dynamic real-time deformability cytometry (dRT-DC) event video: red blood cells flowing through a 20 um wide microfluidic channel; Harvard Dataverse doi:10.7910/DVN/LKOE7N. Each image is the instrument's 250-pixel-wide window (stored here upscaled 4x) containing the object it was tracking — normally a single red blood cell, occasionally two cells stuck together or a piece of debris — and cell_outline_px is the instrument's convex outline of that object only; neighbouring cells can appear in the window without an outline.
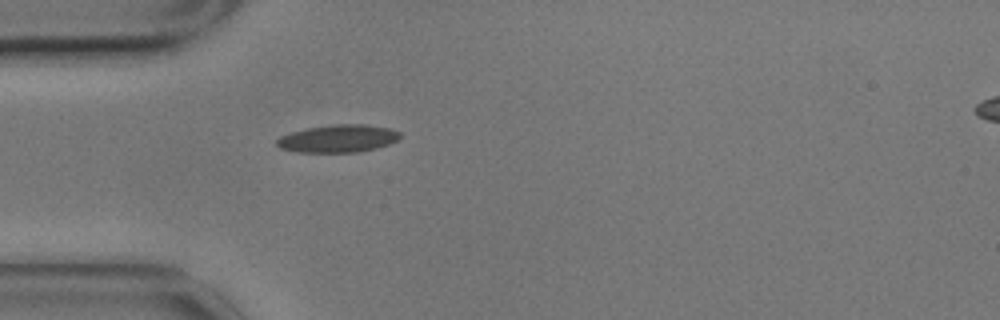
{"species": "common noctule bat (a hibernating species)", "species_latin": "Nyctalus noctula", "temperature_condition": "cold", "stored_images_in_passage": 21, "camera_frame_rate_fps": 3000, "um_per_image_px": 0.085, "animal": {"sex": "male", "body_mass_g": 17.9}, "frame": {"image": 1, "passage_image": 1, "time_ms": 0.0, "image_size_px": [1000, 320], "cell_outline_px": [[400, 136], [396, 140], [388, 144], [376, 148], [360, 152], [296, 152], [280, 148], [276, 144], [276, 140], [280, 136], [292, 132], [308, 128], [332, 124], [364, 124], [392, 128], [400, 132]], "centroid_in_image_um": [28.74, 11.77], "position_along_channel_um": 56.3, "area_um2": 19.88}}